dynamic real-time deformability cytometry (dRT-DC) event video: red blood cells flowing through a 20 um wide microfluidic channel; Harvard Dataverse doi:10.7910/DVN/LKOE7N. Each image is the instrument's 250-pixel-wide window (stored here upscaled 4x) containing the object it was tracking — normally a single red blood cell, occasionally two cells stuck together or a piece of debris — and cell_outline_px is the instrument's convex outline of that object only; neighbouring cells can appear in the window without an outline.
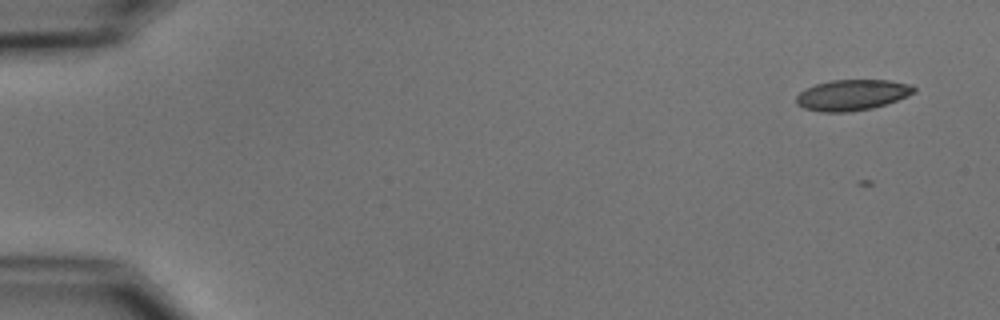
{"species": "common noctule bat (a hibernating species)", "species_latin": "Nyctalus noctula", "temperature_condition": "cold", "stored_images_in_passage": 54, "camera_frame_rate_fps": 3000, "um_per_image_px": 0.085, "animal": {"sex": "male", "body_mass_g": 15.6}, "frame": {"image": 1, "passage_image": 3, "time_ms": 0.667, "image_size_px": [1000, 320], "cell_outline_px": [[916, 92], [908, 96], [872, 108], [848, 112], [824, 112], [804, 108], [796, 104], [796, 96], [800, 92], [816, 84], [832, 80], [888, 80], [912, 84], [916, 88]], "centroid_in_image_um": [72.45, 8.07], "position_along_channel_um": 12.5, "area_um2": 21.04}}
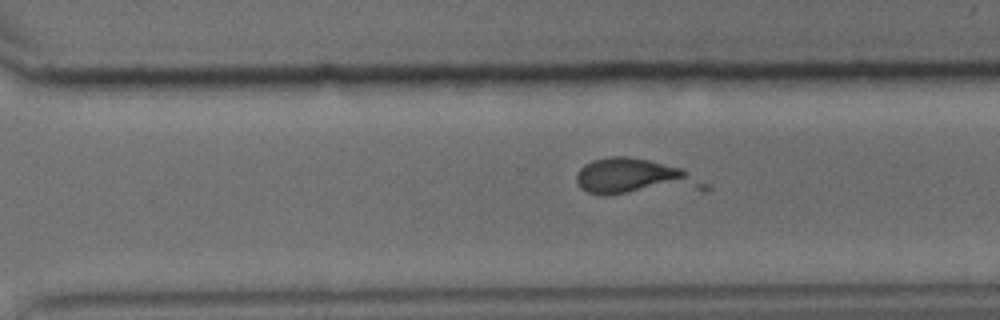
{"frame": {"image": 2, "passage_image": 38, "time_ms": 12.333, "image_size_px": [1000, 320], "cell_outline_px": [[712, 188], [704, 192], [604, 196], [588, 192], [580, 188], [576, 184], [576, 172], [584, 164], [592, 160], [612, 156], [628, 156], [648, 160], [680, 168], [708, 184]], "centroid_in_image_um": [54.02, 15.11], "position_along_channel_um": 316.6, "area_um2": 28.26}}
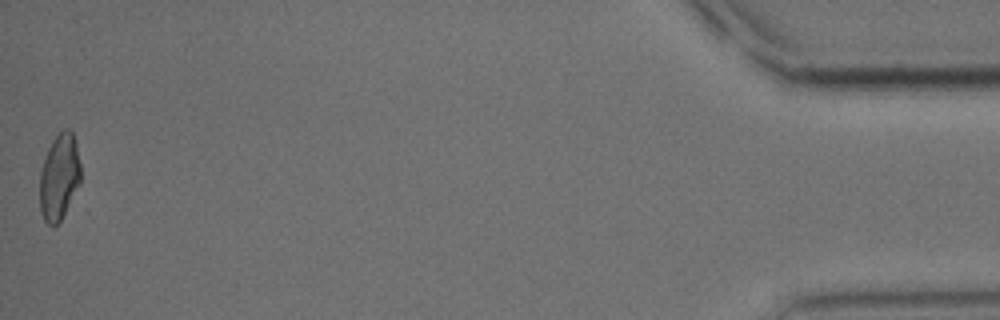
{"frame": {"image": 3, "passage_image": 54, "time_ms": 17.667, "image_size_px": [1000, 320], "cell_outline_px": [[80, 184], [60, 220], [56, 224], [48, 224], [44, 220], [40, 212], [40, 172], [48, 148], [52, 140], [64, 128], [68, 128], [72, 132], [76, 144], [80, 164]], "centroid_in_image_um": [5.03, 15.02], "position_along_channel_um": 430.2, "area_um2": 20.29}}